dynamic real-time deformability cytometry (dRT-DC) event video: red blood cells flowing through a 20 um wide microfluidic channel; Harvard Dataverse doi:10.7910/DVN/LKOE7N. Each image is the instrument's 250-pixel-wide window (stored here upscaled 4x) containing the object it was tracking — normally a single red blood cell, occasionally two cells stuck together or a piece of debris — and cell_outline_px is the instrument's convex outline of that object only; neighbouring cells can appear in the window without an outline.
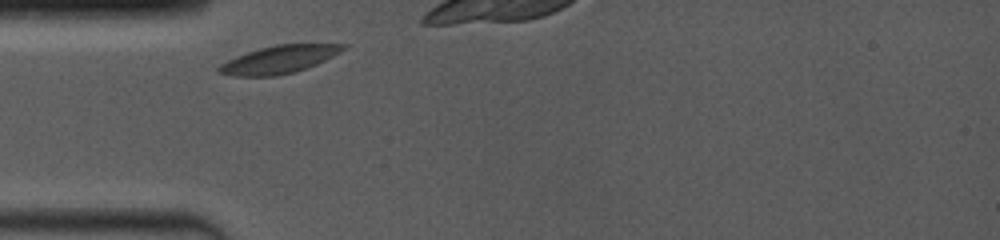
{"species": "common noctule bat (a hibernating species)", "species_latin": "Nyctalus noctula", "temperature_condition": "room temperature", "stored_images_in_passage": 14, "camera_frame_rate_fps": 4000, "um_per_image_px": 0.085, "animal": {"sex": "female", "body_mass_g": 19.0, "forearm_length_mm": 53.3}, "frame": {"image": 1, "passage_image": 1, "time_ms": 0.0, "image_size_px": [1000, 240], "cell_outline_px": [[348, 44], [340, 52], [316, 64], [292, 72], [276, 76], [232, 76], [216, 72], [216, 68], [220, 64], [236, 56], [260, 48], [276, 44]], "centroid_in_image_um": [23.66, 5.06], "position_along_channel_um": 61.3, "area_um2": 19.83}}
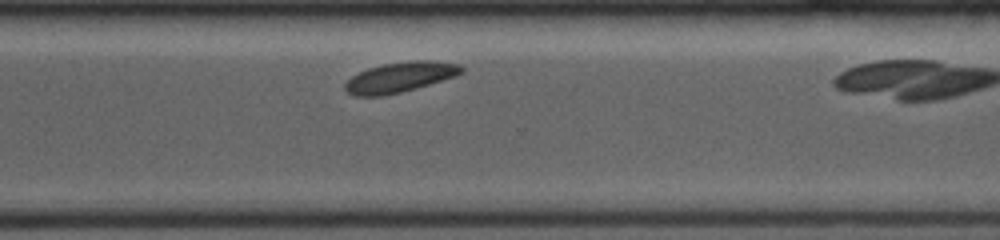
{"frame": {"image": 2, "passage_image": 14, "time_ms": 7.25, "image_size_px": [1000, 240], "cell_outline_px": [[464, 72], [456, 76], [400, 92], [384, 96], [356, 96], [348, 92], [344, 88], [344, 84], [352, 76], [368, 68], [384, 64], [412, 60], [428, 60], [460, 64], [464, 68]], "centroid_in_image_um": [34.01, 6.55], "position_along_channel_um": 336.6, "area_um2": 20.29}}